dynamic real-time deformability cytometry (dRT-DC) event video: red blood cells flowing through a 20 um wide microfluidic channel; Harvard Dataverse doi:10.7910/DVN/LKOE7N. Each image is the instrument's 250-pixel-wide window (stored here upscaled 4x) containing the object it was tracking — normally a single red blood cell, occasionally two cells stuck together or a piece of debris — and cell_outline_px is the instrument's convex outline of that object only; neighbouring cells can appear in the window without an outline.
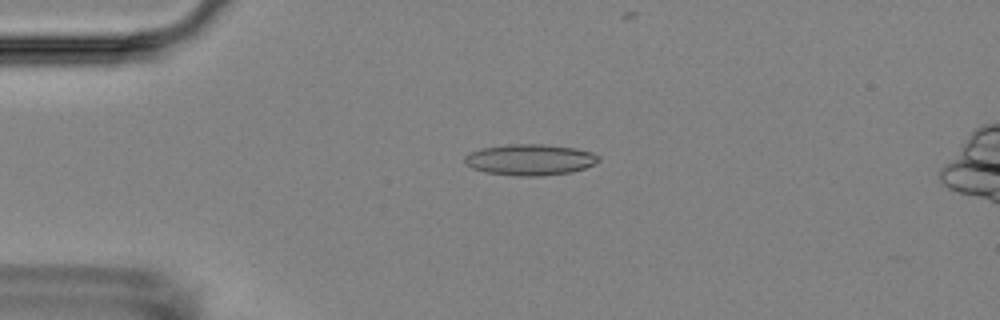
{"species": "Egyptian fruit bat (a non-hibernating species)", "species_latin": "Rousettus aegyptiacus", "temperature_condition": "room temperature", "stored_images_in_passage": 6, "camera_frame_rate_fps": 3000, "um_per_image_px": 0.085, "animal": {"sex": "female"}, "frame": {"image": 1, "passage_image": 4, "time_ms": 3.333, "image_size_px": [1000, 320], "cell_outline_px": [[600, 160], [584, 168], [572, 172], [544, 176], [520, 176], [484, 172], [472, 168], [464, 164], [464, 156], [468, 152], [480, 148], [508, 144], [544, 144], [576, 148], [592, 152], [600, 156]], "centroid_in_image_um": [45.02, 13.57], "position_along_channel_um": 40.0, "area_um2": 24.57}}